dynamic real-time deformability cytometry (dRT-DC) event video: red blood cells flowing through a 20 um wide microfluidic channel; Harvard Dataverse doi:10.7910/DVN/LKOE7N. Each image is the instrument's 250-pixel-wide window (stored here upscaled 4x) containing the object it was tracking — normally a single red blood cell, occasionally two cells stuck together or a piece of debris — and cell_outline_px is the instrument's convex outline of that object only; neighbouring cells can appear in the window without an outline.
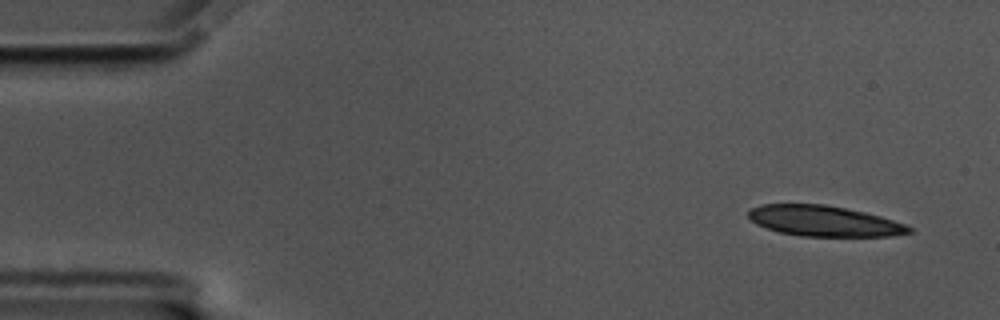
{"species": "common noctule bat (a hibernating species)", "species_latin": "Nyctalus noctula", "temperature_condition": "cold", "stored_images_in_passage": 54, "camera_frame_rate_fps": 3000, "um_per_image_px": 0.085, "animal": {"sex": "male", "body_mass_g": 17.5, "forearm_length_mm": 52.3}, "frame": {"image": 1, "passage_image": 2, "time_ms": 0.333, "image_size_px": [1000, 320], "cell_outline_px": [[912, 232], [892, 236], [800, 236], [780, 232], [756, 224], [748, 216], [748, 212], [752, 208], [760, 204], [824, 204], [864, 212], [880, 216], [904, 224], [912, 228]], "centroid_in_image_um": [70.03, 18.78], "position_along_channel_um": 15.0, "area_um2": 28.38}}
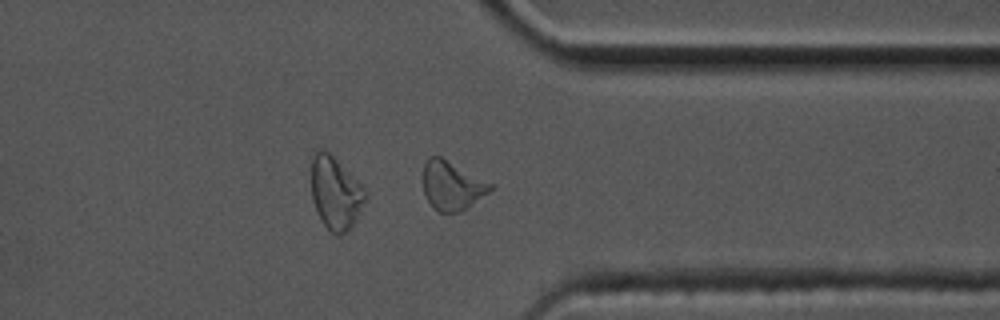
{"frame": {"image": 2, "passage_image": 43, "time_ms": 14.0, "image_size_px": [1000, 320], "cell_outline_px": [[496, 188], [460, 212], [440, 212], [424, 196], [424, 164], [428, 156], [440, 156], [492, 184]], "centroid_in_image_um": [38.43, 15.77], "position_along_channel_um": 373.0, "area_um2": 18.84}, "authors_computed_cell_mechanics": {"area_um2": 18.8139, "velocity_mm_per_s": 3.4758, "shape_relaxation_time_tau1_ms": 10.5228, "shape_relaxation_time_tau2_ms": 1.8421, "deformation_change_tau1": 0.1801, "deformation_change_tau2": 0.0839}}